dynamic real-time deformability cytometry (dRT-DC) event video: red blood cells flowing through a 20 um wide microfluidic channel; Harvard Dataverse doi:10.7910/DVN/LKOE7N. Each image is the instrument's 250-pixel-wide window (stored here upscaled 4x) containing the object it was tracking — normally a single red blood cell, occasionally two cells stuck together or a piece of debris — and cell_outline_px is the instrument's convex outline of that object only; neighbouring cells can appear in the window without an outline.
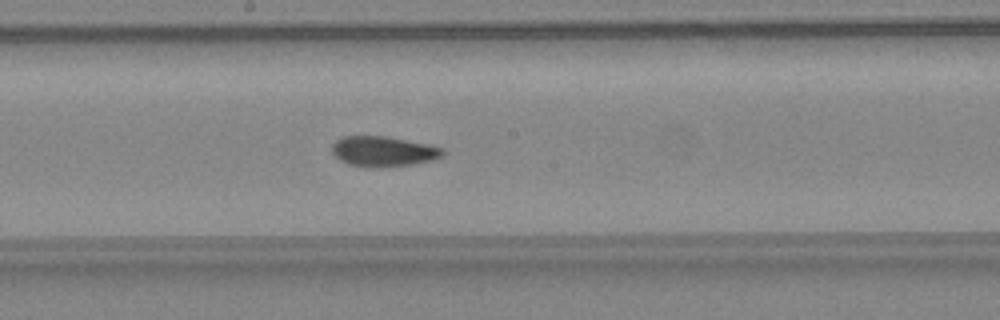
{"species": "common noctule bat (a hibernating species)", "species_latin": "Nyctalus noctula", "temperature_condition": "warm", "stored_images_in_passage": 36, "camera_frame_rate_fps": 3000, "um_per_image_px": 0.085, "animal": {"sex": "female", "body_mass_g": 24.6, "forearm_length_mm": 56.2}, "frame": {"image": 1, "passage_image": 21, "time_ms": 6.667, "image_size_px": [1000, 320], "cell_outline_px": [[444, 152], [440, 156], [432, 160], [412, 164], [372, 168], [368, 168], [348, 164], [340, 160], [332, 152], [332, 144], [336, 140], [344, 136], [384, 136], [428, 144], [440, 148]], "centroid_in_image_um": [32.52, 12.87], "position_along_channel_um": 215.7, "area_um2": 19.31}, "authors_computed_cell_mechanics": {"area_um2": 19.3919, "velocity_mm_per_s": 4.5399, "shape_relaxation_time_tau1_ms": 8.4332, "shape_relaxation_time_tau2_ms": 1.9048, "deformation_change_tau1": 0.1942, "deformation_change_tau2": 0.0664}}